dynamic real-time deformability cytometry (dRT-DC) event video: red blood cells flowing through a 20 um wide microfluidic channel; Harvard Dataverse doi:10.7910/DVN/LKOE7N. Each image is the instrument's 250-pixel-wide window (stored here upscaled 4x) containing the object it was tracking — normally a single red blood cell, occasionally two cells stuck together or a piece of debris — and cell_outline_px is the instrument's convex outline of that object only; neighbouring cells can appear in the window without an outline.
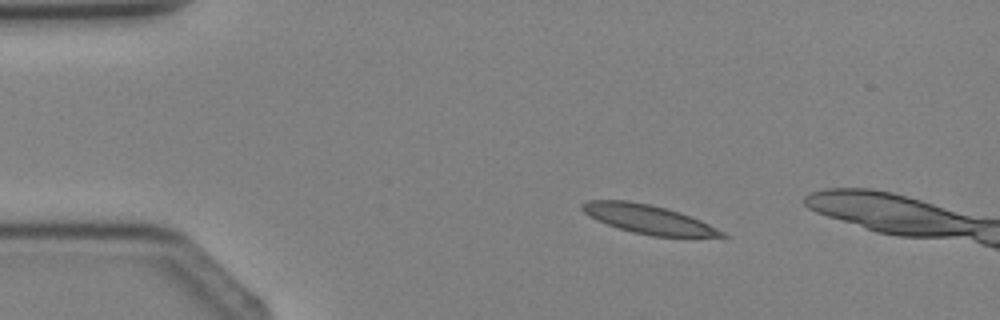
{"species": "Egyptian fruit bat (a non-hibernating species)", "species_latin": "Rousettus aegyptiacus", "temperature_condition": "cold", "stored_images_in_passage": 2, "camera_frame_rate_fps": 3000, "um_per_image_px": 0.085, "animal": {"sex": "female"}, "frame": {"image": 1, "passage_image": 1, "time_ms": 0.0, "image_size_px": [1000, 320], "cell_outline_px": [[728, 236], [652, 236], [632, 232], [596, 220], [584, 212], [580, 208], [580, 204], [588, 200], [628, 200], [648, 204], [680, 212], [700, 220], [724, 232]], "centroid_in_image_um": [55.04, 18.61], "position_along_channel_um": 30.0, "area_um2": 23.06}}